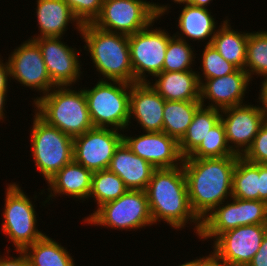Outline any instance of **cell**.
Instances as JSON below:
<instances>
[{"instance_id": "obj_45", "label": "cell", "mask_w": 267, "mask_h": 266, "mask_svg": "<svg viewBox=\"0 0 267 266\" xmlns=\"http://www.w3.org/2000/svg\"><path fill=\"white\" fill-rule=\"evenodd\" d=\"M179 266H197V259L189 262L186 261L184 264H180Z\"/></svg>"}, {"instance_id": "obj_20", "label": "cell", "mask_w": 267, "mask_h": 266, "mask_svg": "<svg viewBox=\"0 0 267 266\" xmlns=\"http://www.w3.org/2000/svg\"><path fill=\"white\" fill-rule=\"evenodd\" d=\"M108 170L117 174L128 189L145 191L156 168L122 142L115 150Z\"/></svg>"}, {"instance_id": "obj_30", "label": "cell", "mask_w": 267, "mask_h": 266, "mask_svg": "<svg viewBox=\"0 0 267 266\" xmlns=\"http://www.w3.org/2000/svg\"><path fill=\"white\" fill-rule=\"evenodd\" d=\"M129 189L124 181L115 173L106 170L93 172L89 197L97 203V209L105 203L114 201Z\"/></svg>"}, {"instance_id": "obj_12", "label": "cell", "mask_w": 267, "mask_h": 266, "mask_svg": "<svg viewBox=\"0 0 267 266\" xmlns=\"http://www.w3.org/2000/svg\"><path fill=\"white\" fill-rule=\"evenodd\" d=\"M122 142L119 130L94 127L73 138V160L92 172L106 170Z\"/></svg>"}, {"instance_id": "obj_29", "label": "cell", "mask_w": 267, "mask_h": 266, "mask_svg": "<svg viewBox=\"0 0 267 266\" xmlns=\"http://www.w3.org/2000/svg\"><path fill=\"white\" fill-rule=\"evenodd\" d=\"M259 164L238 156L232 180V197L259 200Z\"/></svg>"}, {"instance_id": "obj_44", "label": "cell", "mask_w": 267, "mask_h": 266, "mask_svg": "<svg viewBox=\"0 0 267 266\" xmlns=\"http://www.w3.org/2000/svg\"><path fill=\"white\" fill-rule=\"evenodd\" d=\"M211 1L213 0H189L188 3L194 6L207 8V5L210 4Z\"/></svg>"}, {"instance_id": "obj_10", "label": "cell", "mask_w": 267, "mask_h": 266, "mask_svg": "<svg viewBox=\"0 0 267 266\" xmlns=\"http://www.w3.org/2000/svg\"><path fill=\"white\" fill-rule=\"evenodd\" d=\"M214 208L201 220L200 239H216L223 232L239 226L267 224V203L232 197ZM214 237V238H213Z\"/></svg>"}, {"instance_id": "obj_1", "label": "cell", "mask_w": 267, "mask_h": 266, "mask_svg": "<svg viewBox=\"0 0 267 266\" xmlns=\"http://www.w3.org/2000/svg\"><path fill=\"white\" fill-rule=\"evenodd\" d=\"M238 156L183 158L191 208L202 220L229 197L232 198L233 172Z\"/></svg>"}, {"instance_id": "obj_14", "label": "cell", "mask_w": 267, "mask_h": 266, "mask_svg": "<svg viewBox=\"0 0 267 266\" xmlns=\"http://www.w3.org/2000/svg\"><path fill=\"white\" fill-rule=\"evenodd\" d=\"M10 78L31 89L47 94L55 86L48 74L39 45L32 39L25 41L9 55Z\"/></svg>"}, {"instance_id": "obj_6", "label": "cell", "mask_w": 267, "mask_h": 266, "mask_svg": "<svg viewBox=\"0 0 267 266\" xmlns=\"http://www.w3.org/2000/svg\"><path fill=\"white\" fill-rule=\"evenodd\" d=\"M168 8L146 0H104L92 24L102 30L129 36L158 20Z\"/></svg>"}, {"instance_id": "obj_4", "label": "cell", "mask_w": 267, "mask_h": 266, "mask_svg": "<svg viewBox=\"0 0 267 266\" xmlns=\"http://www.w3.org/2000/svg\"><path fill=\"white\" fill-rule=\"evenodd\" d=\"M33 104L34 109L37 107L35 113L42 120L71 138L94 128L83 89L54 87L47 94L35 98Z\"/></svg>"}, {"instance_id": "obj_26", "label": "cell", "mask_w": 267, "mask_h": 266, "mask_svg": "<svg viewBox=\"0 0 267 266\" xmlns=\"http://www.w3.org/2000/svg\"><path fill=\"white\" fill-rule=\"evenodd\" d=\"M221 110L201 105L195 112L186 134L179 141L183 158L189 157L201 144L209 130L221 120Z\"/></svg>"}, {"instance_id": "obj_5", "label": "cell", "mask_w": 267, "mask_h": 266, "mask_svg": "<svg viewBox=\"0 0 267 266\" xmlns=\"http://www.w3.org/2000/svg\"><path fill=\"white\" fill-rule=\"evenodd\" d=\"M83 90L95 128L111 127L123 132L127 129L131 123L129 120L130 83L99 80L92 89L83 88Z\"/></svg>"}, {"instance_id": "obj_8", "label": "cell", "mask_w": 267, "mask_h": 266, "mask_svg": "<svg viewBox=\"0 0 267 266\" xmlns=\"http://www.w3.org/2000/svg\"><path fill=\"white\" fill-rule=\"evenodd\" d=\"M84 222L126 231L154 224L146 191L131 189L118 199L100 206L94 213L84 218Z\"/></svg>"}, {"instance_id": "obj_38", "label": "cell", "mask_w": 267, "mask_h": 266, "mask_svg": "<svg viewBox=\"0 0 267 266\" xmlns=\"http://www.w3.org/2000/svg\"><path fill=\"white\" fill-rule=\"evenodd\" d=\"M247 266H267V232L258 252Z\"/></svg>"}, {"instance_id": "obj_9", "label": "cell", "mask_w": 267, "mask_h": 266, "mask_svg": "<svg viewBox=\"0 0 267 266\" xmlns=\"http://www.w3.org/2000/svg\"><path fill=\"white\" fill-rule=\"evenodd\" d=\"M5 194L2 231L13 242L15 251L24 250L45 233L37 229L36 211L32 201L16 182L8 184Z\"/></svg>"}, {"instance_id": "obj_11", "label": "cell", "mask_w": 267, "mask_h": 266, "mask_svg": "<svg viewBox=\"0 0 267 266\" xmlns=\"http://www.w3.org/2000/svg\"><path fill=\"white\" fill-rule=\"evenodd\" d=\"M153 24L128 36L134 83L148 82L146 73L154 77L163 72L167 45L173 36L160 28L152 29Z\"/></svg>"}, {"instance_id": "obj_37", "label": "cell", "mask_w": 267, "mask_h": 266, "mask_svg": "<svg viewBox=\"0 0 267 266\" xmlns=\"http://www.w3.org/2000/svg\"><path fill=\"white\" fill-rule=\"evenodd\" d=\"M17 252L19 254L18 255L19 257H14V256L8 257V255L1 256L0 266H30L26 253L23 250H17Z\"/></svg>"}, {"instance_id": "obj_22", "label": "cell", "mask_w": 267, "mask_h": 266, "mask_svg": "<svg viewBox=\"0 0 267 266\" xmlns=\"http://www.w3.org/2000/svg\"><path fill=\"white\" fill-rule=\"evenodd\" d=\"M198 72L163 71L155 75L152 88L167 101H200ZM158 78V80H157Z\"/></svg>"}, {"instance_id": "obj_35", "label": "cell", "mask_w": 267, "mask_h": 266, "mask_svg": "<svg viewBox=\"0 0 267 266\" xmlns=\"http://www.w3.org/2000/svg\"><path fill=\"white\" fill-rule=\"evenodd\" d=\"M81 25L90 24L98 17L104 0H64Z\"/></svg>"}, {"instance_id": "obj_31", "label": "cell", "mask_w": 267, "mask_h": 266, "mask_svg": "<svg viewBox=\"0 0 267 266\" xmlns=\"http://www.w3.org/2000/svg\"><path fill=\"white\" fill-rule=\"evenodd\" d=\"M245 70L253 75L267 77V31L248 34Z\"/></svg>"}, {"instance_id": "obj_18", "label": "cell", "mask_w": 267, "mask_h": 266, "mask_svg": "<svg viewBox=\"0 0 267 266\" xmlns=\"http://www.w3.org/2000/svg\"><path fill=\"white\" fill-rule=\"evenodd\" d=\"M250 81L251 79L244 69H237L235 72L221 77L199 80L200 102L204 106V99H208L211 104L208 103L209 105L206 107L218 110L245 104L243 98L245 92L247 93Z\"/></svg>"}, {"instance_id": "obj_36", "label": "cell", "mask_w": 267, "mask_h": 266, "mask_svg": "<svg viewBox=\"0 0 267 266\" xmlns=\"http://www.w3.org/2000/svg\"><path fill=\"white\" fill-rule=\"evenodd\" d=\"M242 157L255 164H267V121L261 125L251 147Z\"/></svg>"}, {"instance_id": "obj_13", "label": "cell", "mask_w": 267, "mask_h": 266, "mask_svg": "<svg viewBox=\"0 0 267 266\" xmlns=\"http://www.w3.org/2000/svg\"><path fill=\"white\" fill-rule=\"evenodd\" d=\"M266 232L267 224L227 230L213 240V252L226 266H247L258 252Z\"/></svg>"}, {"instance_id": "obj_17", "label": "cell", "mask_w": 267, "mask_h": 266, "mask_svg": "<svg viewBox=\"0 0 267 266\" xmlns=\"http://www.w3.org/2000/svg\"><path fill=\"white\" fill-rule=\"evenodd\" d=\"M123 142L135 154L156 169L175 168L182 165L179 142L165 132H146L138 137L125 136Z\"/></svg>"}, {"instance_id": "obj_2", "label": "cell", "mask_w": 267, "mask_h": 266, "mask_svg": "<svg viewBox=\"0 0 267 266\" xmlns=\"http://www.w3.org/2000/svg\"><path fill=\"white\" fill-rule=\"evenodd\" d=\"M145 191L154 224L163 220L177 230L193 222L194 232L199 235L201 220L191 208L182 165L156 169Z\"/></svg>"}, {"instance_id": "obj_43", "label": "cell", "mask_w": 267, "mask_h": 266, "mask_svg": "<svg viewBox=\"0 0 267 266\" xmlns=\"http://www.w3.org/2000/svg\"><path fill=\"white\" fill-rule=\"evenodd\" d=\"M8 91H0V121L3 120V118L5 119V101L6 99V95H7Z\"/></svg>"}, {"instance_id": "obj_33", "label": "cell", "mask_w": 267, "mask_h": 266, "mask_svg": "<svg viewBox=\"0 0 267 266\" xmlns=\"http://www.w3.org/2000/svg\"><path fill=\"white\" fill-rule=\"evenodd\" d=\"M187 40L179 39L173 35L167 45L163 63V71H188L192 70L195 55ZM194 58V59H193Z\"/></svg>"}, {"instance_id": "obj_16", "label": "cell", "mask_w": 267, "mask_h": 266, "mask_svg": "<svg viewBox=\"0 0 267 266\" xmlns=\"http://www.w3.org/2000/svg\"><path fill=\"white\" fill-rule=\"evenodd\" d=\"M61 37H40L34 40L40 47L51 82L55 87L77 83L82 74L78 50L61 42ZM77 51V52H76Z\"/></svg>"}, {"instance_id": "obj_42", "label": "cell", "mask_w": 267, "mask_h": 266, "mask_svg": "<svg viewBox=\"0 0 267 266\" xmlns=\"http://www.w3.org/2000/svg\"><path fill=\"white\" fill-rule=\"evenodd\" d=\"M261 83L262 85L258 99L260 103H262V106H259V109L263 114L264 120L267 121V77Z\"/></svg>"}, {"instance_id": "obj_28", "label": "cell", "mask_w": 267, "mask_h": 266, "mask_svg": "<svg viewBox=\"0 0 267 266\" xmlns=\"http://www.w3.org/2000/svg\"><path fill=\"white\" fill-rule=\"evenodd\" d=\"M200 101H167L163 109V132L178 142L186 134Z\"/></svg>"}, {"instance_id": "obj_41", "label": "cell", "mask_w": 267, "mask_h": 266, "mask_svg": "<svg viewBox=\"0 0 267 266\" xmlns=\"http://www.w3.org/2000/svg\"><path fill=\"white\" fill-rule=\"evenodd\" d=\"M2 61L0 59V91H8V79L10 78L9 64L8 61L6 63Z\"/></svg>"}, {"instance_id": "obj_7", "label": "cell", "mask_w": 267, "mask_h": 266, "mask_svg": "<svg viewBox=\"0 0 267 266\" xmlns=\"http://www.w3.org/2000/svg\"><path fill=\"white\" fill-rule=\"evenodd\" d=\"M30 132L32 158L39 172L48 181L73 161V138L47 124L36 113Z\"/></svg>"}, {"instance_id": "obj_40", "label": "cell", "mask_w": 267, "mask_h": 266, "mask_svg": "<svg viewBox=\"0 0 267 266\" xmlns=\"http://www.w3.org/2000/svg\"><path fill=\"white\" fill-rule=\"evenodd\" d=\"M197 266H226V264L212 252L208 256L199 257L197 259Z\"/></svg>"}, {"instance_id": "obj_19", "label": "cell", "mask_w": 267, "mask_h": 266, "mask_svg": "<svg viewBox=\"0 0 267 266\" xmlns=\"http://www.w3.org/2000/svg\"><path fill=\"white\" fill-rule=\"evenodd\" d=\"M165 99L151 86V82L131 84L129 120L135 119L146 132L163 131Z\"/></svg>"}, {"instance_id": "obj_46", "label": "cell", "mask_w": 267, "mask_h": 266, "mask_svg": "<svg viewBox=\"0 0 267 266\" xmlns=\"http://www.w3.org/2000/svg\"><path fill=\"white\" fill-rule=\"evenodd\" d=\"M173 2L177 3V4H185L187 3L189 0H172Z\"/></svg>"}, {"instance_id": "obj_3", "label": "cell", "mask_w": 267, "mask_h": 266, "mask_svg": "<svg viewBox=\"0 0 267 266\" xmlns=\"http://www.w3.org/2000/svg\"><path fill=\"white\" fill-rule=\"evenodd\" d=\"M80 34L96 71L103 76L100 80L134 83L128 35L102 30L92 23L82 25Z\"/></svg>"}, {"instance_id": "obj_15", "label": "cell", "mask_w": 267, "mask_h": 266, "mask_svg": "<svg viewBox=\"0 0 267 266\" xmlns=\"http://www.w3.org/2000/svg\"><path fill=\"white\" fill-rule=\"evenodd\" d=\"M221 121L225 127L228 146L238 156H243L251 147L259 128L265 122L259 106L251 104L221 110Z\"/></svg>"}, {"instance_id": "obj_24", "label": "cell", "mask_w": 267, "mask_h": 266, "mask_svg": "<svg viewBox=\"0 0 267 266\" xmlns=\"http://www.w3.org/2000/svg\"><path fill=\"white\" fill-rule=\"evenodd\" d=\"M216 24L209 9L187 2L178 18V28L181 34L177 32L174 36L182 40L186 37L195 41H204L209 38L206 45H210L217 32Z\"/></svg>"}, {"instance_id": "obj_32", "label": "cell", "mask_w": 267, "mask_h": 266, "mask_svg": "<svg viewBox=\"0 0 267 266\" xmlns=\"http://www.w3.org/2000/svg\"><path fill=\"white\" fill-rule=\"evenodd\" d=\"M225 156H238L234 154L228 146L225 134V127L220 120L209 130L206 138L203 139L199 147L186 158H221Z\"/></svg>"}, {"instance_id": "obj_25", "label": "cell", "mask_w": 267, "mask_h": 266, "mask_svg": "<svg viewBox=\"0 0 267 266\" xmlns=\"http://www.w3.org/2000/svg\"><path fill=\"white\" fill-rule=\"evenodd\" d=\"M230 20L221 23L215 33L211 45L228 62L238 69L245 70L248 32H238L232 29Z\"/></svg>"}, {"instance_id": "obj_27", "label": "cell", "mask_w": 267, "mask_h": 266, "mask_svg": "<svg viewBox=\"0 0 267 266\" xmlns=\"http://www.w3.org/2000/svg\"><path fill=\"white\" fill-rule=\"evenodd\" d=\"M23 251L30 266H75L70 253L46 234Z\"/></svg>"}, {"instance_id": "obj_21", "label": "cell", "mask_w": 267, "mask_h": 266, "mask_svg": "<svg viewBox=\"0 0 267 266\" xmlns=\"http://www.w3.org/2000/svg\"><path fill=\"white\" fill-rule=\"evenodd\" d=\"M92 175V171L73 160L47 181L48 187L50 186L48 188L50 194L44 203L49 202L50 197L53 198L60 194L83 201L88 199L91 190Z\"/></svg>"}, {"instance_id": "obj_23", "label": "cell", "mask_w": 267, "mask_h": 266, "mask_svg": "<svg viewBox=\"0 0 267 266\" xmlns=\"http://www.w3.org/2000/svg\"><path fill=\"white\" fill-rule=\"evenodd\" d=\"M36 15L40 35L30 39L62 37L71 21L75 22L76 29L80 33L82 25L64 0H37Z\"/></svg>"}, {"instance_id": "obj_34", "label": "cell", "mask_w": 267, "mask_h": 266, "mask_svg": "<svg viewBox=\"0 0 267 266\" xmlns=\"http://www.w3.org/2000/svg\"><path fill=\"white\" fill-rule=\"evenodd\" d=\"M202 53V74H197L199 80L225 76L235 72L238 68L226 61L219 52L210 44L204 46ZM203 75V77L201 76ZM202 77V78H201Z\"/></svg>"}, {"instance_id": "obj_39", "label": "cell", "mask_w": 267, "mask_h": 266, "mask_svg": "<svg viewBox=\"0 0 267 266\" xmlns=\"http://www.w3.org/2000/svg\"><path fill=\"white\" fill-rule=\"evenodd\" d=\"M259 200L267 203V164H259Z\"/></svg>"}]
</instances>
